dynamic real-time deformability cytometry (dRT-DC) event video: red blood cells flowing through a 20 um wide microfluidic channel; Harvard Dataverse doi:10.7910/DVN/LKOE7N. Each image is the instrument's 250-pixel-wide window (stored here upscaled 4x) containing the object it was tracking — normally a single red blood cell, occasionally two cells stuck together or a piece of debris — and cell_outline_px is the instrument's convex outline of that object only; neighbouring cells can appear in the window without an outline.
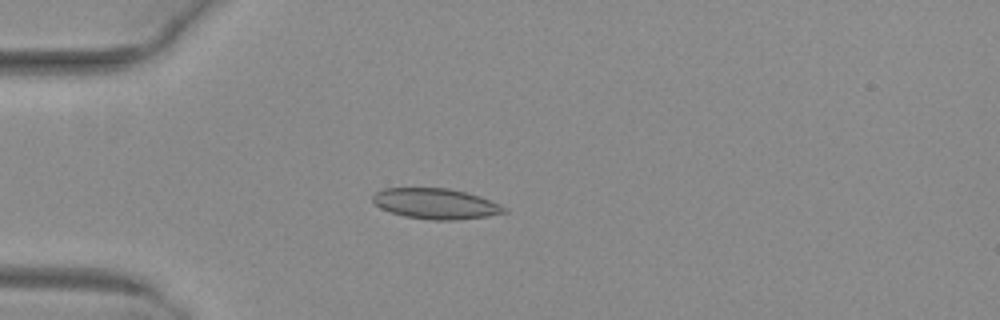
{"species": "common noctule bat (a hibernating species)", "species_latin": "Nyctalus noctula", "temperature_condition": "warm", "stored_images_in_passage": 52, "camera_frame_rate_fps": 3000, "um_per_image_px": 0.085, "animal": {"sex": "female", "body_mass_g": 29.2, "forearm_length_mm": 56.3}, "frame": {"image": 1, "passage_image": 15, "time_ms": 4.667, "image_size_px": [1000, 320], "cell_outline_px": [[508, 212], [484, 216], [456, 220], [432, 220], [404, 216], [380, 208], [372, 200], [372, 196], [376, 192], [384, 188], [448, 188], [480, 196], [500, 204], [508, 208]], "centroid_in_image_um": [37.04, 17.31], "position_along_channel_um": 48.0, "area_um2": 23.29}}
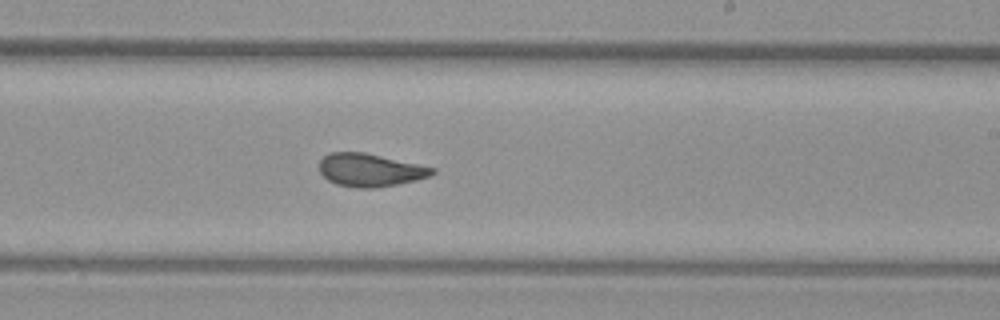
{"frame": {"image": 2, "passage_image": 32, "time_ms": 10.333, "image_size_px": [1000, 320], "cell_outline_px": [[436, 172], [432, 176], [416, 180], [376, 188], [356, 188], [336, 184], [328, 180], [320, 172], [320, 160], [324, 156], [332, 152], [364, 152], [436, 168]], "centroid_in_image_um": [31.48, 14.46], "position_along_channel_um": 257.5, "area_um2": 21.68}}
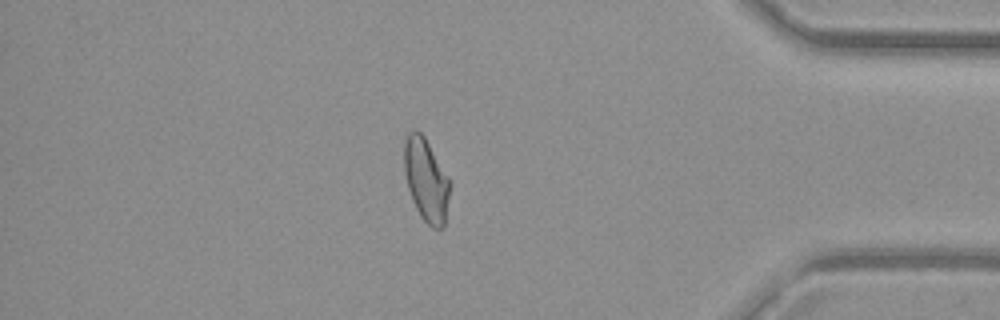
{"frame": {"image": 3, "passage_image": 45, "time_ms": 14.667, "image_size_px": [1000, 320], "cell_outline_px": [[452, 184], [444, 224], [440, 228], [432, 228], [420, 216], [412, 200], [408, 188], [404, 172], [404, 140], [408, 132], [412, 128], [416, 128], [424, 136], [448, 176]], "centroid_in_image_um": [36.22, 15.26], "position_along_channel_um": 399.0, "area_um2": 22.31}, "authors_computed_cell_mechanics": {"area_um2": 22.4264, "velocity_mm_per_s": 4.0296, "shape_relaxation_time_tau1_ms": 6.8754, "shape_relaxation_time_tau2_ms": 1.0813, "deformation_change_tau1": 0.1732, "deformation_change_tau2": 0.0591}}